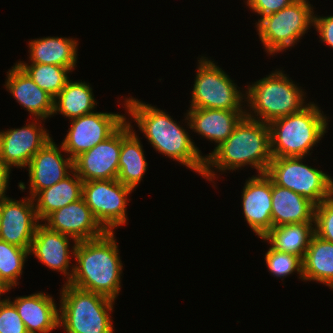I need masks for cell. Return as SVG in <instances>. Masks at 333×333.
Wrapping results in <instances>:
<instances>
[{"instance_id":"obj_1","label":"cell","mask_w":333,"mask_h":333,"mask_svg":"<svg viewBox=\"0 0 333 333\" xmlns=\"http://www.w3.org/2000/svg\"><path fill=\"white\" fill-rule=\"evenodd\" d=\"M118 253L113 232L77 242L74 257L78 264L72 267L68 284L115 300L121 288L123 267Z\"/></svg>"},{"instance_id":"obj_2","label":"cell","mask_w":333,"mask_h":333,"mask_svg":"<svg viewBox=\"0 0 333 333\" xmlns=\"http://www.w3.org/2000/svg\"><path fill=\"white\" fill-rule=\"evenodd\" d=\"M271 160L269 124L244 116L232 134L205 157L202 177L213 181L215 173L211 167L233 171L247 164L258 170L259 175L267 172Z\"/></svg>"},{"instance_id":"obj_3","label":"cell","mask_w":333,"mask_h":333,"mask_svg":"<svg viewBox=\"0 0 333 333\" xmlns=\"http://www.w3.org/2000/svg\"><path fill=\"white\" fill-rule=\"evenodd\" d=\"M124 103L155 150L203 175L205 157L200 154L188 132L169 114L132 97Z\"/></svg>"},{"instance_id":"obj_4","label":"cell","mask_w":333,"mask_h":333,"mask_svg":"<svg viewBox=\"0 0 333 333\" xmlns=\"http://www.w3.org/2000/svg\"><path fill=\"white\" fill-rule=\"evenodd\" d=\"M327 117L316 104L269 123L272 158L305 157L326 133Z\"/></svg>"},{"instance_id":"obj_5","label":"cell","mask_w":333,"mask_h":333,"mask_svg":"<svg viewBox=\"0 0 333 333\" xmlns=\"http://www.w3.org/2000/svg\"><path fill=\"white\" fill-rule=\"evenodd\" d=\"M63 286L59 327H65L66 333H113L109 313L115 300L68 283Z\"/></svg>"},{"instance_id":"obj_6","label":"cell","mask_w":333,"mask_h":333,"mask_svg":"<svg viewBox=\"0 0 333 333\" xmlns=\"http://www.w3.org/2000/svg\"><path fill=\"white\" fill-rule=\"evenodd\" d=\"M300 89L282 71H275L248 86L244 98L259 117L249 112L245 116L269 124L277 118L300 112L307 106Z\"/></svg>"},{"instance_id":"obj_7","label":"cell","mask_w":333,"mask_h":333,"mask_svg":"<svg viewBox=\"0 0 333 333\" xmlns=\"http://www.w3.org/2000/svg\"><path fill=\"white\" fill-rule=\"evenodd\" d=\"M314 12L307 0H296L276 13L258 19L257 30L269 54L292 47L314 25Z\"/></svg>"},{"instance_id":"obj_8","label":"cell","mask_w":333,"mask_h":333,"mask_svg":"<svg viewBox=\"0 0 333 333\" xmlns=\"http://www.w3.org/2000/svg\"><path fill=\"white\" fill-rule=\"evenodd\" d=\"M304 157L272 158L266 174L272 181L308 199L315 206L328 199L333 179L302 163Z\"/></svg>"},{"instance_id":"obj_9","label":"cell","mask_w":333,"mask_h":333,"mask_svg":"<svg viewBox=\"0 0 333 333\" xmlns=\"http://www.w3.org/2000/svg\"><path fill=\"white\" fill-rule=\"evenodd\" d=\"M198 62L190 108L244 111L241 107L244 94L233 80L214 61L202 56Z\"/></svg>"},{"instance_id":"obj_10","label":"cell","mask_w":333,"mask_h":333,"mask_svg":"<svg viewBox=\"0 0 333 333\" xmlns=\"http://www.w3.org/2000/svg\"><path fill=\"white\" fill-rule=\"evenodd\" d=\"M132 188L111 180H91L83 182L82 198L100 225L107 231L126 223V204Z\"/></svg>"},{"instance_id":"obj_11","label":"cell","mask_w":333,"mask_h":333,"mask_svg":"<svg viewBox=\"0 0 333 333\" xmlns=\"http://www.w3.org/2000/svg\"><path fill=\"white\" fill-rule=\"evenodd\" d=\"M125 121L123 115L106 112H93L72 119L71 127L60 148L69 153V157L74 160L81 153L106 140Z\"/></svg>"},{"instance_id":"obj_12","label":"cell","mask_w":333,"mask_h":333,"mask_svg":"<svg viewBox=\"0 0 333 333\" xmlns=\"http://www.w3.org/2000/svg\"><path fill=\"white\" fill-rule=\"evenodd\" d=\"M34 202L32 197L20 201L7 198L1 202L0 240L30 249L40 221Z\"/></svg>"},{"instance_id":"obj_13","label":"cell","mask_w":333,"mask_h":333,"mask_svg":"<svg viewBox=\"0 0 333 333\" xmlns=\"http://www.w3.org/2000/svg\"><path fill=\"white\" fill-rule=\"evenodd\" d=\"M121 150V126L106 140L73 160L76 174L83 182L117 179Z\"/></svg>"},{"instance_id":"obj_14","label":"cell","mask_w":333,"mask_h":333,"mask_svg":"<svg viewBox=\"0 0 333 333\" xmlns=\"http://www.w3.org/2000/svg\"><path fill=\"white\" fill-rule=\"evenodd\" d=\"M51 139L49 133L35 122L0 131V165L9 169L12 166L27 167L35 153Z\"/></svg>"},{"instance_id":"obj_15","label":"cell","mask_w":333,"mask_h":333,"mask_svg":"<svg viewBox=\"0 0 333 333\" xmlns=\"http://www.w3.org/2000/svg\"><path fill=\"white\" fill-rule=\"evenodd\" d=\"M44 220L49 229L71 237L74 243L95 239L107 232L83 198L53 211Z\"/></svg>"},{"instance_id":"obj_16","label":"cell","mask_w":333,"mask_h":333,"mask_svg":"<svg viewBox=\"0 0 333 333\" xmlns=\"http://www.w3.org/2000/svg\"><path fill=\"white\" fill-rule=\"evenodd\" d=\"M244 218L251 230L263 238L272 224V179L266 174L252 176L246 181L242 193Z\"/></svg>"},{"instance_id":"obj_17","label":"cell","mask_w":333,"mask_h":333,"mask_svg":"<svg viewBox=\"0 0 333 333\" xmlns=\"http://www.w3.org/2000/svg\"><path fill=\"white\" fill-rule=\"evenodd\" d=\"M27 166L33 199L40 191L60 182L74 170L73 160L69 156L64 159L52 139L35 153Z\"/></svg>"},{"instance_id":"obj_18","label":"cell","mask_w":333,"mask_h":333,"mask_svg":"<svg viewBox=\"0 0 333 333\" xmlns=\"http://www.w3.org/2000/svg\"><path fill=\"white\" fill-rule=\"evenodd\" d=\"M69 238L71 237L51 230L44 224H39L29 250V253L34 254L43 264L68 276L66 277L68 278L66 283H69L73 275V273L68 271L69 255L70 252L74 255L77 244L74 243L73 251H70L68 249L70 248Z\"/></svg>"},{"instance_id":"obj_19","label":"cell","mask_w":333,"mask_h":333,"mask_svg":"<svg viewBox=\"0 0 333 333\" xmlns=\"http://www.w3.org/2000/svg\"><path fill=\"white\" fill-rule=\"evenodd\" d=\"M6 88L34 118L45 120L53 115V98L42 90L18 65L7 72Z\"/></svg>"},{"instance_id":"obj_20","label":"cell","mask_w":333,"mask_h":333,"mask_svg":"<svg viewBox=\"0 0 333 333\" xmlns=\"http://www.w3.org/2000/svg\"><path fill=\"white\" fill-rule=\"evenodd\" d=\"M185 120L190 128L205 138L215 141L218 147L234 131L235 126L245 116V111L223 109L189 108Z\"/></svg>"},{"instance_id":"obj_21","label":"cell","mask_w":333,"mask_h":333,"mask_svg":"<svg viewBox=\"0 0 333 333\" xmlns=\"http://www.w3.org/2000/svg\"><path fill=\"white\" fill-rule=\"evenodd\" d=\"M52 296L35 293L12 302L28 333H49L59 327V309Z\"/></svg>"},{"instance_id":"obj_22","label":"cell","mask_w":333,"mask_h":333,"mask_svg":"<svg viewBox=\"0 0 333 333\" xmlns=\"http://www.w3.org/2000/svg\"><path fill=\"white\" fill-rule=\"evenodd\" d=\"M315 205L294 191L272 181V224L314 223Z\"/></svg>"},{"instance_id":"obj_23","label":"cell","mask_w":333,"mask_h":333,"mask_svg":"<svg viewBox=\"0 0 333 333\" xmlns=\"http://www.w3.org/2000/svg\"><path fill=\"white\" fill-rule=\"evenodd\" d=\"M132 127L127 121L121 125V150L117 180L134 190L146 172L148 164L140 140L131 129Z\"/></svg>"},{"instance_id":"obj_24","label":"cell","mask_w":333,"mask_h":333,"mask_svg":"<svg viewBox=\"0 0 333 333\" xmlns=\"http://www.w3.org/2000/svg\"><path fill=\"white\" fill-rule=\"evenodd\" d=\"M78 41L62 37H44L29 41L30 61L73 69L77 61Z\"/></svg>"},{"instance_id":"obj_25","label":"cell","mask_w":333,"mask_h":333,"mask_svg":"<svg viewBox=\"0 0 333 333\" xmlns=\"http://www.w3.org/2000/svg\"><path fill=\"white\" fill-rule=\"evenodd\" d=\"M71 173L73 177L69 174L60 182L40 191L35 196L34 201H37L35 209L39 220L44 221L53 211L82 198L83 181L74 170Z\"/></svg>"},{"instance_id":"obj_26","label":"cell","mask_w":333,"mask_h":333,"mask_svg":"<svg viewBox=\"0 0 333 333\" xmlns=\"http://www.w3.org/2000/svg\"><path fill=\"white\" fill-rule=\"evenodd\" d=\"M303 280H314L333 288V243L313 235L302 259Z\"/></svg>"},{"instance_id":"obj_27","label":"cell","mask_w":333,"mask_h":333,"mask_svg":"<svg viewBox=\"0 0 333 333\" xmlns=\"http://www.w3.org/2000/svg\"><path fill=\"white\" fill-rule=\"evenodd\" d=\"M314 234L312 222L285 224L272 227L261 239L269 241L271 247L277 251L286 252L303 259Z\"/></svg>"},{"instance_id":"obj_28","label":"cell","mask_w":333,"mask_h":333,"mask_svg":"<svg viewBox=\"0 0 333 333\" xmlns=\"http://www.w3.org/2000/svg\"><path fill=\"white\" fill-rule=\"evenodd\" d=\"M92 88L86 82L70 79L53 100V115L57 112L72 120L93 113L96 101Z\"/></svg>"},{"instance_id":"obj_29","label":"cell","mask_w":333,"mask_h":333,"mask_svg":"<svg viewBox=\"0 0 333 333\" xmlns=\"http://www.w3.org/2000/svg\"><path fill=\"white\" fill-rule=\"evenodd\" d=\"M17 64L31 77V79L53 99L59 94L69 80L67 74L72 70L58 65L37 64L25 62Z\"/></svg>"},{"instance_id":"obj_30","label":"cell","mask_w":333,"mask_h":333,"mask_svg":"<svg viewBox=\"0 0 333 333\" xmlns=\"http://www.w3.org/2000/svg\"><path fill=\"white\" fill-rule=\"evenodd\" d=\"M29 250L0 240V280L9 289L17 285Z\"/></svg>"},{"instance_id":"obj_31","label":"cell","mask_w":333,"mask_h":333,"mask_svg":"<svg viewBox=\"0 0 333 333\" xmlns=\"http://www.w3.org/2000/svg\"><path fill=\"white\" fill-rule=\"evenodd\" d=\"M265 260L269 271L276 277L284 278L297 271L300 274V278L303 279V262L301 257L280 252L270 247L265 254Z\"/></svg>"},{"instance_id":"obj_32","label":"cell","mask_w":333,"mask_h":333,"mask_svg":"<svg viewBox=\"0 0 333 333\" xmlns=\"http://www.w3.org/2000/svg\"><path fill=\"white\" fill-rule=\"evenodd\" d=\"M315 235L333 243V204L327 199L315 206Z\"/></svg>"},{"instance_id":"obj_33","label":"cell","mask_w":333,"mask_h":333,"mask_svg":"<svg viewBox=\"0 0 333 333\" xmlns=\"http://www.w3.org/2000/svg\"><path fill=\"white\" fill-rule=\"evenodd\" d=\"M11 299L0 300V333H28Z\"/></svg>"},{"instance_id":"obj_34","label":"cell","mask_w":333,"mask_h":333,"mask_svg":"<svg viewBox=\"0 0 333 333\" xmlns=\"http://www.w3.org/2000/svg\"><path fill=\"white\" fill-rule=\"evenodd\" d=\"M296 0H247V5L261 18L276 13Z\"/></svg>"},{"instance_id":"obj_35","label":"cell","mask_w":333,"mask_h":333,"mask_svg":"<svg viewBox=\"0 0 333 333\" xmlns=\"http://www.w3.org/2000/svg\"><path fill=\"white\" fill-rule=\"evenodd\" d=\"M322 42L333 48V16H314V25Z\"/></svg>"},{"instance_id":"obj_36","label":"cell","mask_w":333,"mask_h":333,"mask_svg":"<svg viewBox=\"0 0 333 333\" xmlns=\"http://www.w3.org/2000/svg\"><path fill=\"white\" fill-rule=\"evenodd\" d=\"M10 171H11V169L0 165V202L9 198V197L5 196L6 195L5 192L8 187Z\"/></svg>"},{"instance_id":"obj_37","label":"cell","mask_w":333,"mask_h":333,"mask_svg":"<svg viewBox=\"0 0 333 333\" xmlns=\"http://www.w3.org/2000/svg\"><path fill=\"white\" fill-rule=\"evenodd\" d=\"M10 289L0 280V296Z\"/></svg>"},{"instance_id":"obj_38","label":"cell","mask_w":333,"mask_h":333,"mask_svg":"<svg viewBox=\"0 0 333 333\" xmlns=\"http://www.w3.org/2000/svg\"><path fill=\"white\" fill-rule=\"evenodd\" d=\"M328 200L333 204V185L330 189L329 195H328Z\"/></svg>"},{"instance_id":"obj_39","label":"cell","mask_w":333,"mask_h":333,"mask_svg":"<svg viewBox=\"0 0 333 333\" xmlns=\"http://www.w3.org/2000/svg\"><path fill=\"white\" fill-rule=\"evenodd\" d=\"M0 225H1V202H0Z\"/></svg>"}]
</instances>
